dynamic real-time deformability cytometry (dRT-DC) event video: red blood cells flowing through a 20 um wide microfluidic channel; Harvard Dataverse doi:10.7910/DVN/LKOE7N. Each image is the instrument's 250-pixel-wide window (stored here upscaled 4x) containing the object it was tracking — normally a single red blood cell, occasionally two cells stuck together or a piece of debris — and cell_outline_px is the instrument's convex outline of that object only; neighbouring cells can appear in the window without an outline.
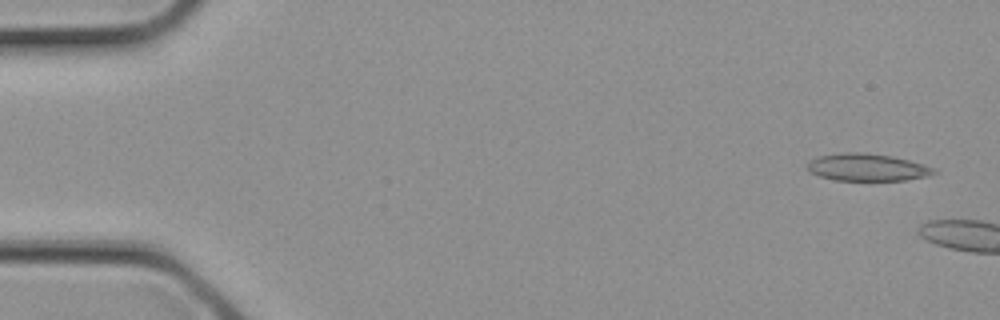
{"species": "common noctule bat (a hibernating species)", "species_latin": "Nyctalus noctula", "temperature_condition": "cold", "stored_images_in_passage": 2, "segment_of_instrument_passage": [2, 2], "camera_frame_rate_fps": 3000, "um_per_image_px": 0.085, "animal": {"sex": "female", "body_mass_g": 21.9}, "frame": {"image": 1, "passage_image": 2, "time_ms": 0.333, "image_size_px": [1000, 320], "cell_outline_px": [[936, 172], [932, 176], [908, 180], [836, 180], [820, 176], [812, 172], [808, 168], [808, 160], [820, 156], [844, 152], [864, 152], [892, 156], [924, 164], [936, 168]], "centroid_in_image_um": [73.78, 14.22], "position_along_channel_um": 11.2, "area_um2": 20.17}}